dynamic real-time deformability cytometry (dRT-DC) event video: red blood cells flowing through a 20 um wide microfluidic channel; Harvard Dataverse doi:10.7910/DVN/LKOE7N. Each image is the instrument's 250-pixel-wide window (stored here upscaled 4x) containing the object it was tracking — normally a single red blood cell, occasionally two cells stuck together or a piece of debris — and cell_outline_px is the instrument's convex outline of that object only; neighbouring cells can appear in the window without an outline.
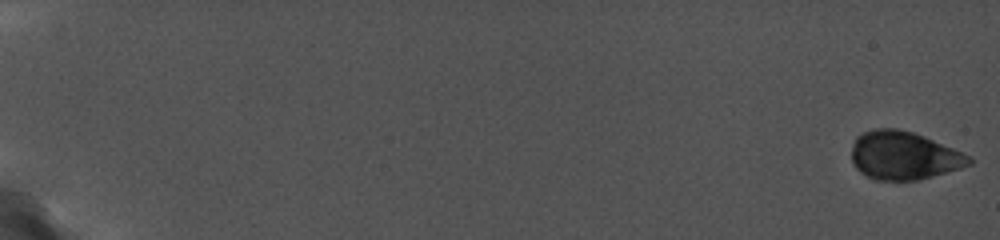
{"species": "common noctule bat (a hibernating species)", "species_latin": "Nyctalus noctula", "temperature_condition": "cold", "stored_images_in_passage": 9, "camera_frame_rate_fps": 5000, "um_per_image_px": 0.085, "animal": {"sex": "female", "body_mass_g": 19.0, "forearm_length_mm": 56.7}, "frame": {"image": 1, "passage_image": 1, "time_ms": 0.0, "image_size_px": [1000, 240], "cell_outline_px": [[972, 164], [948, 172], [916, 180], [876, 180], [860, 172], [856, 168], [852, 160], [852, 148], [856, 136], [864, 132], [876, 128], [896, 128], [912, 132], [924, 136], [972, 156]], "centroid_in_image_um": [76.83, 13.22], "position_along_channel_um": 8.2, "area_um2": 32.95}}